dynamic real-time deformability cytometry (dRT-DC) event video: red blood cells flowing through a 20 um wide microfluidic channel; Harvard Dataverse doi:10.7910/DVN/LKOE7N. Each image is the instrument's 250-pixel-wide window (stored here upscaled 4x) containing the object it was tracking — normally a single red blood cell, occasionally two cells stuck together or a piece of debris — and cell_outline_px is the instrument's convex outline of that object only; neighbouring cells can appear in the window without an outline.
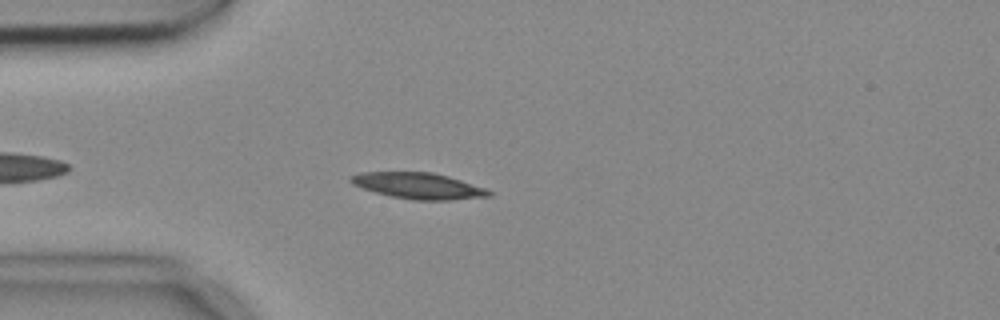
{"species": "common noctule bat (a hibernating species)", "species_latin": "Nyctalus noctula", "temperature_condition": "cold", "stored_images_in_passage": 46, "camera_frame_rate_fps": 3000, "um_per_image_px": 0.085, "animal": {"sex": "female", "body_mass_g": 18.4}, "frame": {"image": 1, "passage_image": 6, "time_ms": 1.667, "image_size_px": [1000, 320], "cell_outline_px": [[492, 196], [448, 200], [412, 200], [392, 196], [376, 192], [352, 184], [348, 180], [352, 176], [360, 172], [432, 172], [448, 176], [484, 188], [492, 192]], "centroid_in_image_um": [35.56, 15.79], "position_along_channel_um": 49.4, "area_um2": 20.75}}
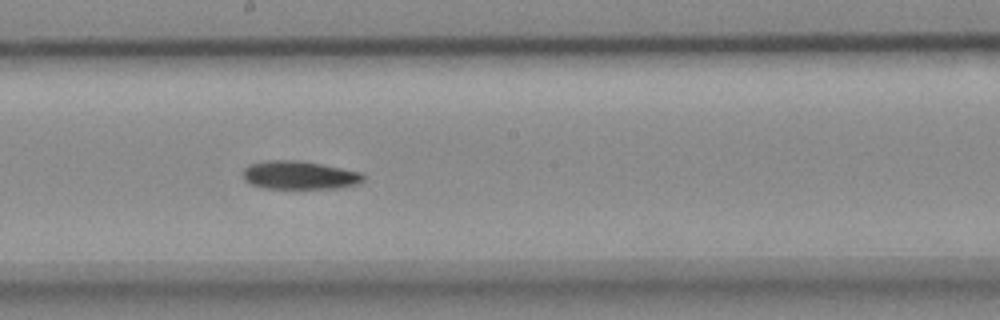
{"frame": {"image": 2, "passage_image": 21, "time_ms": 6.667, "image_size_px": [1000, 320], "cell_outline_px": [[364, 180], [360, 184], [340, 188], [264, 188], [248, 184], [244, 180], [244, 168], [248, 164], [268, 160], [296, 160], [320, 164], [360, 172], [364, 176]], "centroid_in_image_um": [25.43, 14.9], "position_along_channel_um": 222.8, "area_um2": 19.88}}
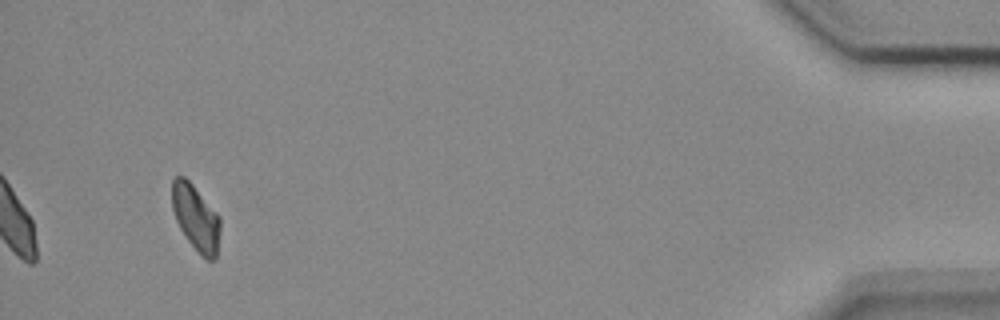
{"frame": {"image": 3, "passage_image": 43, "time_ms": 14.0, "image_size_px": [1000, 320], "cell_outline_px": [[220, 228], [216, 260], [208, 260], [200, 256], [188, 240], [180, 228], [176, 220], [172, 208], [172, 180], [176, 176], [184, 176], [192, 184], [220, 216]], "centroid_in_image_um": [16.65, 18.53], "position_along_channel_um": 418.5, "area_um2": 18.5}}